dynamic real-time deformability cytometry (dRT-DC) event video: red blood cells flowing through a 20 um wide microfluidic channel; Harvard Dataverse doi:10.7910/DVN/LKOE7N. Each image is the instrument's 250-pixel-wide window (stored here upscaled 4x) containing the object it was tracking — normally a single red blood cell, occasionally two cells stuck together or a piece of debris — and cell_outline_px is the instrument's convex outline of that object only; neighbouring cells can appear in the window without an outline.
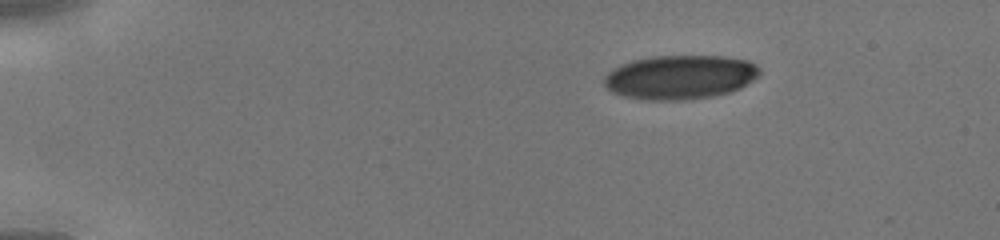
{"species": "human", "species_latin": "Homo sapiens", "temperature_condition": "cold", "stored_images_in_passage": 38, "camera_frame_rate_fps": 3000, "um_per_image_px": 0.085, "donor": {"sex": "male"}, "frame": {"image": 1, "passage_image": 1, "time_ms": 0.0, "image_size_px": [1000, 240], "cell_outline_px": [[760, 76], [740, 88], [732, 92], [712, 96], [684, 100], [648, 100], [624, 96], [612, 92], [604, 84], [604, 76], [612, 68], [620, 64], [632, 60], [648, 56], [728, 56], [748, 60], [756, 64], [760, 68]], "centroid_in_image_um": [57.82, 6.54], "position_along_channel_um": 27.2, "area_um2": 40.4}}
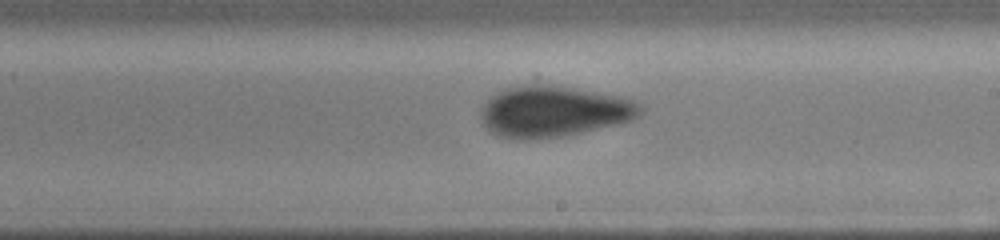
{"frame": {"image": 2, "passage_image": 21, "time_ms": 6.667, "image_size_px": [1000, 240], "cell_outline_px": [[644, 112], [640, 116], [632, 120], [620, 124], [564, 136], [528, 140], [512, 140], [496, 136], [488, 132], [480, 116], [480, 108], [492, 96], [508, 88], [572, 88], [624, 96], [636, 100], [644, 108]], "centroid_in_image_um": [47.12, 9.55], "position_along_channel_um": 241.9, "area_um2": 46.99}}
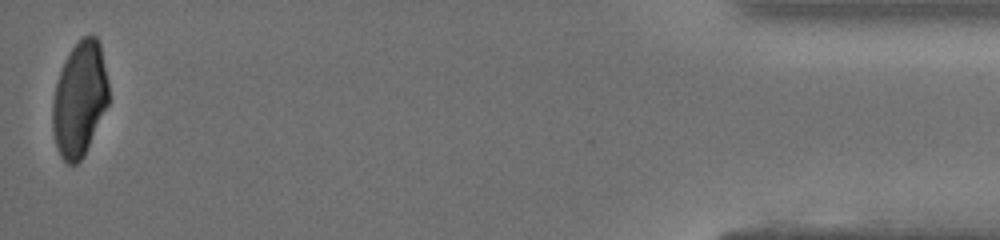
{"frame": {"image": 3, "passage_image": 38, "time_ms": 12.333, "image_size_px": [1000, 240], "cell_outline_px": [[108, 104], [84, 156], [76, 164], [68, 164], [60, 156], [56, 148], [52, 128], [52, 100], [56, 84], [64, 60], [72, 48], [84, 36], [96, 36], [100, 44], [108, 80]], "centroid_in_image_um": [6.75, 8.45], "position_along_channel_um": 428.4, "area_um2": 37.45}}